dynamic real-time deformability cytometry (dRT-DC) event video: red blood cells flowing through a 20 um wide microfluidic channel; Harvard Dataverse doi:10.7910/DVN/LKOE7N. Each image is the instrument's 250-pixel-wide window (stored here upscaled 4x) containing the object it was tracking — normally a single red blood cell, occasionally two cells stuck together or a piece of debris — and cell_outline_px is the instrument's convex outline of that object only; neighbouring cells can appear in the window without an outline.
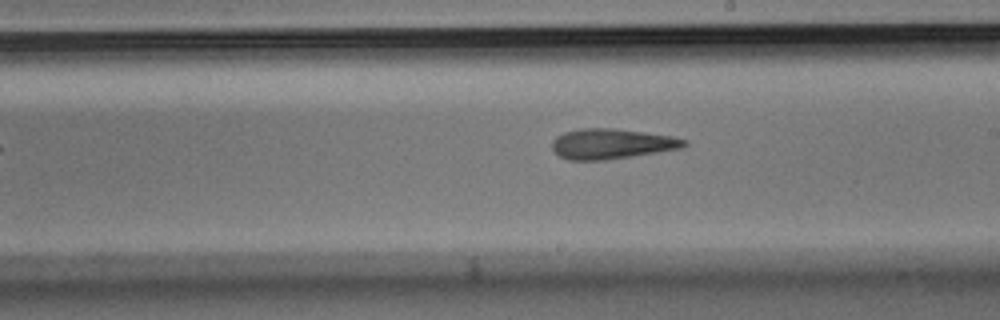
{"species": "Egyptian fruit bat (a non-hibernating species)", "species_latin": "Rousettus aegyptiacus", "temperature_condition": "room temperature", "stored_images_in_passage": 31, "camera_frame_rate_fps": 3000, "um_per_image_px": 0.085, "animal": {"sex": "male"}, "frame": {"image": 1, "passage_image": 21, "time_ms": 6.667, "image_size_px": [1000, 320], "cell_outline_px": [[688, 144], [684, 148], [632, 156], [604, 160], [568, 160], [560, 156], [552, 148], [552, 140], [556, 136], [564, 132], [580, 128], [612, 128], [644, 132], [672, 136], [688, 140]], "centroid_in_image_um": [52.01, 12.22], "position_along_channel_um": 237.0, "area_um2": 23.35}}
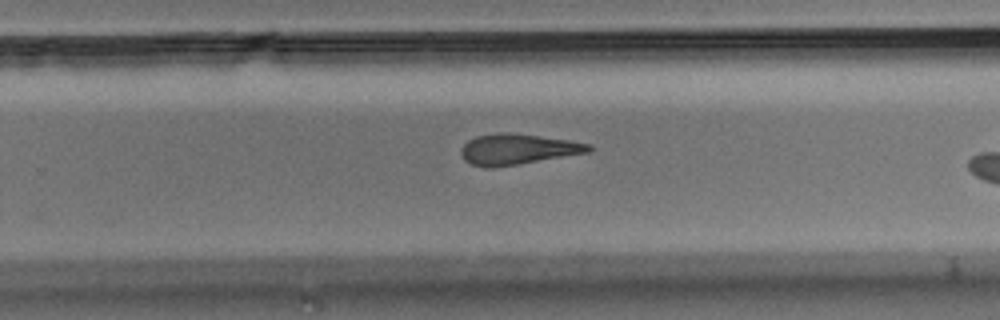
{"frame": {"image": 2, "passage_image": 25, "time_ms": 8.0, "image_size_px": [1000, 320], "cell_outline_px": [[592, 152], [492, 168], [484, 168], [472, 164], [464, 160], [460, 152], [460, 148], [468, 140], [476, 136], [500, 132], [508, 132], [540, 136], [568, 140], [592, 144]], "centroid_in_image_um": [43.99, 12.68], "position_along_channel_um": 285.8, "area_um2": 22.89}}